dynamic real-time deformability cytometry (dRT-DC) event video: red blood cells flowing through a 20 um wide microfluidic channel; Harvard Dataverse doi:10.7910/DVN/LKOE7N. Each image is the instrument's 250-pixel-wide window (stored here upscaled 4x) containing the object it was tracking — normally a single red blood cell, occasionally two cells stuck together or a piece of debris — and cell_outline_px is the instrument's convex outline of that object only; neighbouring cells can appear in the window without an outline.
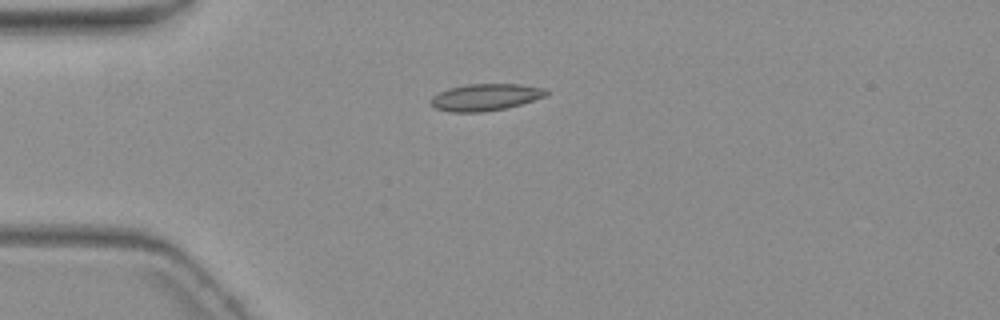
{"species": "common noctule bat (a hibernating species)", "species_latin": "Nyctalus noctula", "temperature_condition": "warm", "stored_images_in_passage": 2, "camera_frame_rate_fps": 3000, "um_per_image_px": 0.085, "animal": {"sex": "female", "body_mass_g": 19.3, "forearm_length_mm": 54.1}, "frame": {"image": 1, "passage_image": 1, "time_ms": 0.0, "image_size_px": [1000, 320], "cell_outline_px": [[548, 96], [508, 108], [484, 112], [452, 112], [436, 108], [432, 104], [432, 96], [448, 88], [468, 84], [520, 84], [544, 88], [548, 92]], "centroid_in_image_um": [41.31, 8.26], "position_along_channel_um": 43.7, "area_um2": 18.09}}